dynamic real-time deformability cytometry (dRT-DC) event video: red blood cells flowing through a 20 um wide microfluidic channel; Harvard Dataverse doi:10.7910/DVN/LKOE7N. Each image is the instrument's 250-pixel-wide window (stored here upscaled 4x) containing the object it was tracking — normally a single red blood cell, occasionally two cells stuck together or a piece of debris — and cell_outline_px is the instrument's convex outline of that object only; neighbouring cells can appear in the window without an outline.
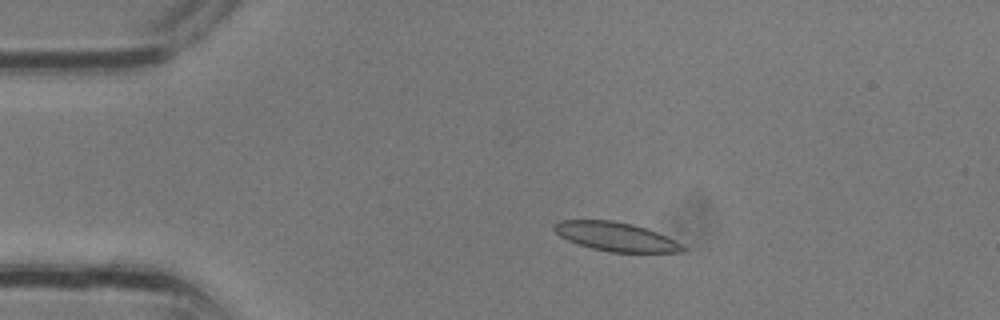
{"species": "common noctule bat (a hibernating species)", "species_latin": "Nyctalus noctula", "temperature_condition": "room temperature", "stored_images_in_passage": 3, "camera_frame_rate_fps": 3000, "um_per_image_px": 0.085, "animal": {"sex": "male", "body_mass_g": 13.3}, "frame": {"image": 1, "passage_image": 2, "time_ms": 0.333, "image_size_px": [1000, 320], "cell_outline_px": [[688, 248], [684, 252], [608, 252], [592, 248], [568, 240], [560, 236], [552, 228], [552, 224], [560, 220], [612, 220], [632, 224], [656, 232]], "centroid_in_image_um": [52.3, 20.11], "position_along_channel_um": 32.7, "area_um2": 21.39}}
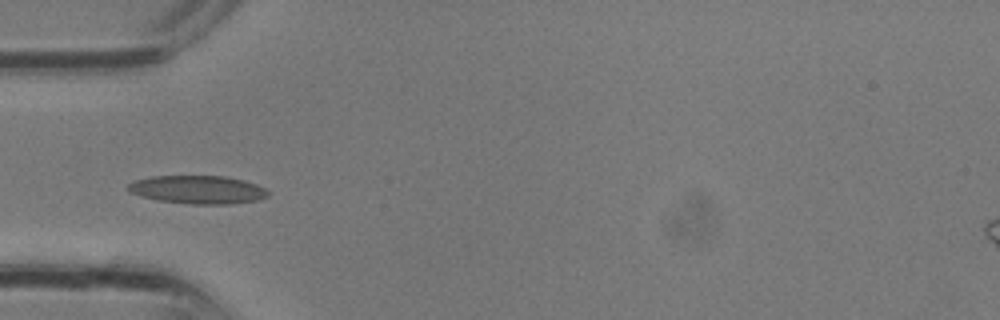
{"frame": {"image": 2, "passage_image": 3, "time_ms": 0.667, "image_size_px": [1000, 320], "cell_outline_px": [[268, 196], [260, 200], [232, 204], [188, 204], [160, 200], [140, 196], [128, 192], [128, 184], [136, 180], [152, 176], [224, 176], [244, 180], [256, 184], [264, 188], [268, 192]], "centroid_in_image_um": [16.83, 16.12], "position_along_channel_um": 68.2, "area_um2": 23.06}}